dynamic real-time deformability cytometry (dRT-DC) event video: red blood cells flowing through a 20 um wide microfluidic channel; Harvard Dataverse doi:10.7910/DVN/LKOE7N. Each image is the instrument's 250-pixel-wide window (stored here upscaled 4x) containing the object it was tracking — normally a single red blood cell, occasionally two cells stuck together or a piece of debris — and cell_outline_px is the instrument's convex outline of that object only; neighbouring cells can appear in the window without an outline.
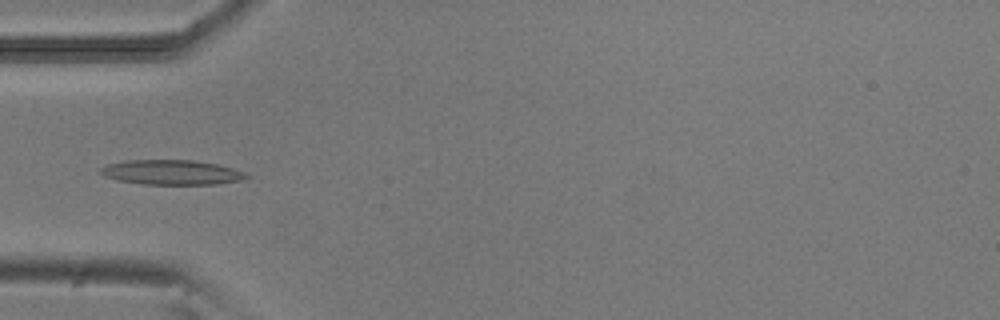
{"species": "common noctule bat (a hibernating species)", "species_latin": "Nyctalus noctula", "temperature_condition": "room temperature", "stored_images_in_passage": 5, "camera_frame_rate_fps": 3000, "um_per_image_px": 0.085, "animal": {"sex": "male", "body_mass_g": 20.5, "forearm_length_mm": 52.5}, "frame": {"image": 1, "passage_image": 4, "time_ms": 1.0, "image_size_px": [1000, 320], "cell_outline_px": [[252, 176], [244, 180], [220, 184], [140, 184], [116, 180], [104, 176], [100, 172], [100, 168], [108, 164], [128, 160], [192, 160], [216, 164], [232, 168], [244, 172]], "centroid_in_image_um": [14.61, 14.66], "position_along_channel_um": 70.4, "area_um2": 21.15}}
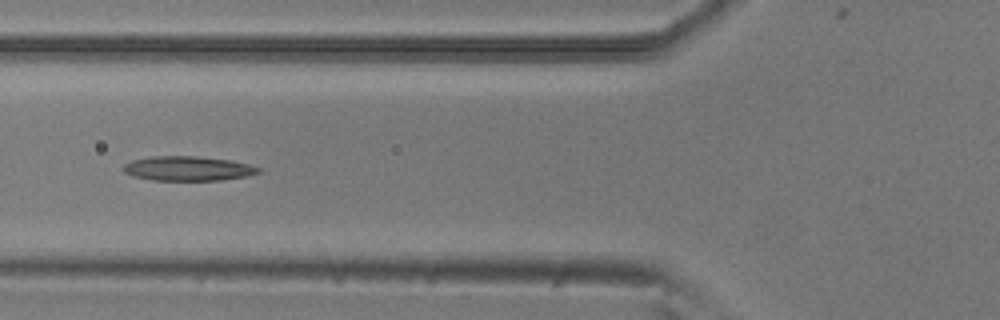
{"frame": {"image": 2, "passage_image": 5, "time_ms": 1.333, "image_size_px": [1000, 320], "cell_outline_px": [[260, 172], [244, 176], [220, 180], [152, 180], [132, 176], [124, 172], [124, 164], [132, 160], [152, 156], [192, 156], [228, 160], [248, 164], [260, 168]], "centroid_in_image_um": [15.92, 14.32], "position_along_channel_um": 109.9, "area_um2": 19.02}}